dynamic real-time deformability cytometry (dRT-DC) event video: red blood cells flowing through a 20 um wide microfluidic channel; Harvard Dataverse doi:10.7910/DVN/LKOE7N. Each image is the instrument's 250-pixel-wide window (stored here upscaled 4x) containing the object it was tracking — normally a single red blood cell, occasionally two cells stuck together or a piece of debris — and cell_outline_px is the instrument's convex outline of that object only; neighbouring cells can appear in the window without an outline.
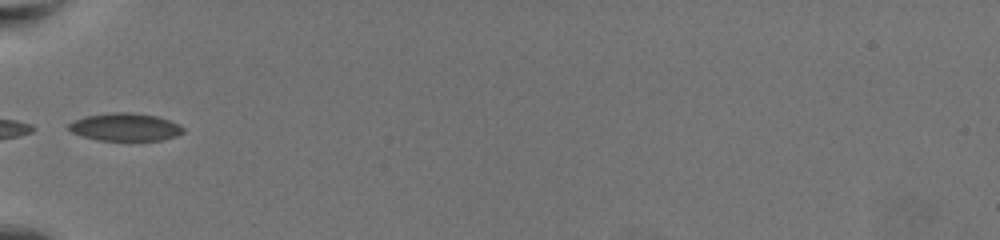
{"species": "common noctule bat (a hibernating species)", "species_latin": "Nyctalus noctula", "temperature_condition": "warm", "stored_images_in_passage": 18, "camera_frame_rate_fps": 3000, "um_per_image_px": 0.085, "animal": {"sex": "female", "body_mass_g": 19.5, "forearm_length_mm": 54.1}, "frame": {"image": 1, "passage_image": 1, "time_ms": 0.0, "image_size_px": [1000, 240], "cell_outline_px": [[184, 132], [176, 136], [160, 140], [96, 140], [72, 132], [68, 128], [68, 124], [84, 116], [112, 112], [132, 112], [156, 116], [168, 120], [184, 128]], "centroid_in_image_um": [10.63, 10.79], "position_along_channel_um": 74.4, "area_um2": 18.32}}